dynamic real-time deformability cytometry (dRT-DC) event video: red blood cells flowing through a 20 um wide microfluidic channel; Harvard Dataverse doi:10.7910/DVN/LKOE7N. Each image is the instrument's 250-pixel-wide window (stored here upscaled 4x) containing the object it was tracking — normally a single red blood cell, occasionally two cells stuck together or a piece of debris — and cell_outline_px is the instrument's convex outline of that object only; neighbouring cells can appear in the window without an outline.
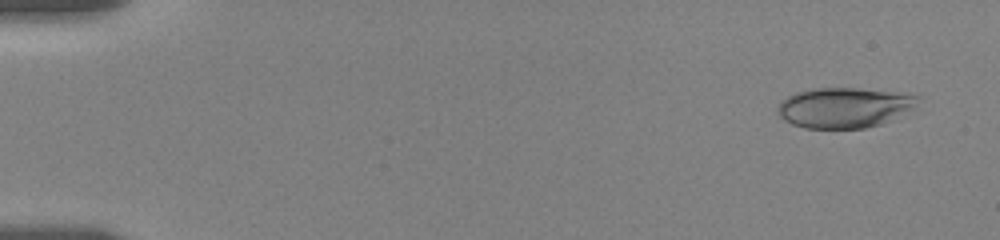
{"species": "human", "species_latin": "Homo sapiens", "temperature_condition": "room temperature", "stored_images_in_passage": 57, "camera_frame_rate_fps": 3000, "um_per_image_px": 0.085, "donor": {"sex": "female"}, "frame": {"image": 1, "passage_image": 3, "time_ms": 0.667, "image_size_px": [1000, 240], "cell_outline_px": [[920, 96], [912, 108], [880, 124], [864, 128], [804, 128], [792, 124], [784, 120], [780, 116], [776, 108], [780, 100], [796, 92], [812, 88], [856, 88], [892, 92]], "centroid_in_image_um": [71.66, 9.14], "position_along_channel_um": 13.3, "area_um2": 32.48}}
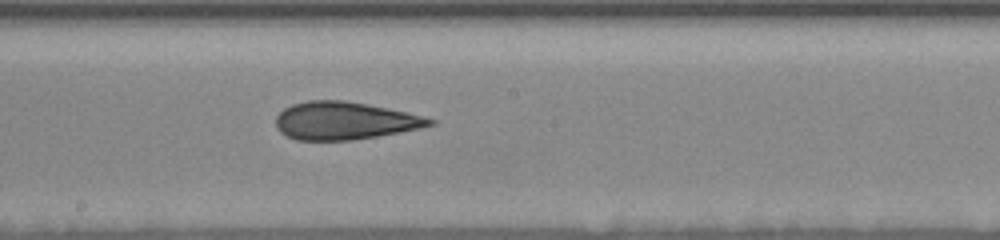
{"frame": {"image": 2, "passage_image": 32, "time_ms": 10.333, "image_size_px": [1000, 240], "cell_outline_px": [[436, 124], [376, 136], [352, 140], [296, 140], [280, 132], [276, 128], [276, 116], [284, 108], [292, 104], [308, 100], [344, 100], [368, 104], [408, 112], [424, 116], [436, 120]], "centroid_in_image_um": [29.26, 10.25], "position_along_channel_um": 218.9, "area_um2": 33.7}}
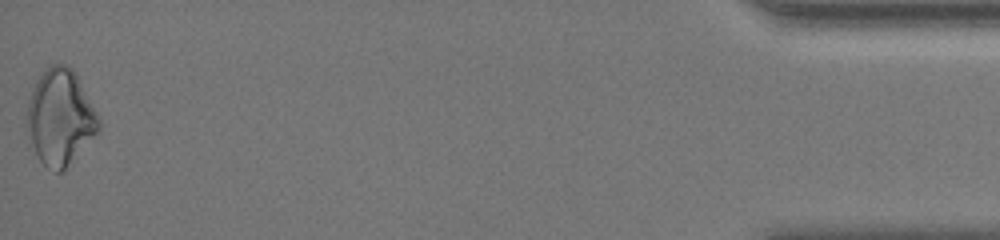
{"frame": {"image": 3, "passage_image": 57, "time_ms": 18.667, "image_size_px": [1000, 240], "cell_outline_px": [[100, 132], [60, 172], [56, 172], [44, 164], [28, 148], [28, 100], [32, 88], [36, 80], [52, 64], [68, 64], [76, 72], [100, 116]], "centroid_in_image_um": [5.13, 9.96], "position_along_channel_um": 430.1, "area_um2": 40.4}, "authors_computed_cell_mechanics": {"area_um2": 34.2754, "velocity_mm_per_s": 3.5381, "shape_relaxation_time_tau1_ms": 4.2626, "shape_relaxation_time_tau2_ms": 3.888, "deformation_change_tau1": 0.1097, "deformation_change_tau2": 0.1024}}